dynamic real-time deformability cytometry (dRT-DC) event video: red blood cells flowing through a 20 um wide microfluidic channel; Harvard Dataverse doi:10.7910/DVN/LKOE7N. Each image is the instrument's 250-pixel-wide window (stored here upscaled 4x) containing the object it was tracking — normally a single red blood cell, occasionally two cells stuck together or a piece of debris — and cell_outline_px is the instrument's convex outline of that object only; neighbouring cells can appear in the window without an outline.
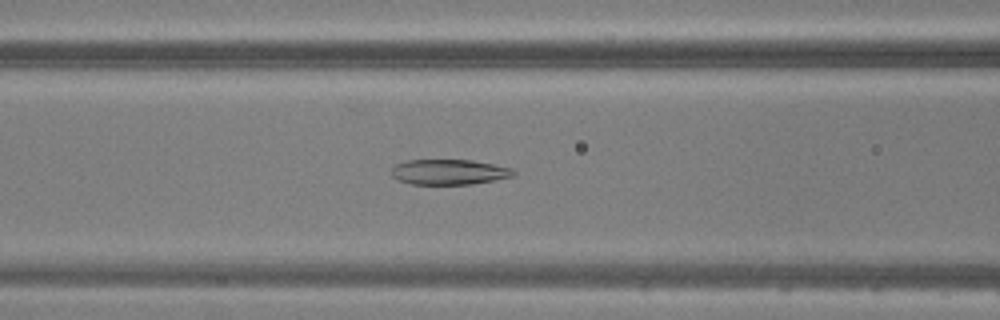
{"species": "common noctule bat (a hibernating species)", "species_latin": "Nyctalus noctula", "temperature_condition": "warm", "stored_images_in_passage": 32, "camera_frame_rate_fps": 3000, "um_per_image_px": 0.085, "animal": {"sex": "male", "body_mass_g": 20.5, "forearm_length_mm": 52.5}, "frame": {"image": 1, "passage_image": 5, "time_ms": 1.333, "image_size_px": [1000, 320], "cell_outline_px": [[516, 172], [512, 176], [472, 184], [412, 184], [400, 180], [392, 176], [392, 168], [396, 164], [408, 160], [472, 160], [512, 168]], "centroid_in_image_um": [38.16, 14.61], "position_along_channel_um": 128.4, "area_um2": 17.74}}
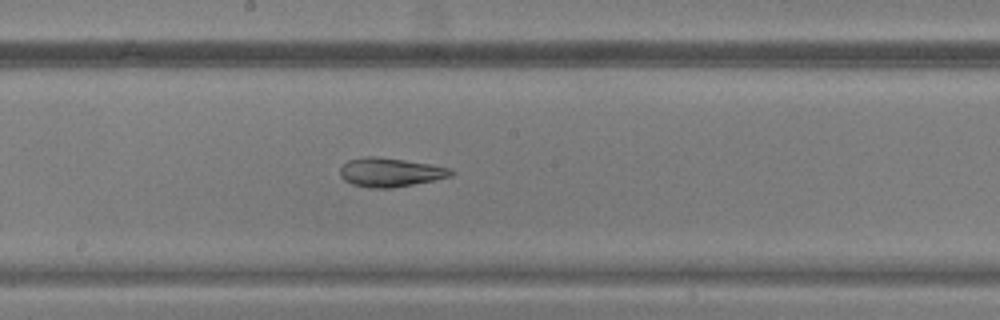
{"frame": {"image": 2, "passage_image": 11, "time_ms": 3.333, "image_size_px": [1000, 320], "cell_outline_px": [[456, 172], [452, 176], [392, 188], [372, 188], [352, 184], [344, 180], [340, 176], [340, 168], [348, 160], [364, 156], [372, 156], [404, 160], [432, 164], [448, 168]], "centroid_in_image_um": [33.15, 14.64], "position_along_channel_um": 215.0, "area_um2": 18.55}}
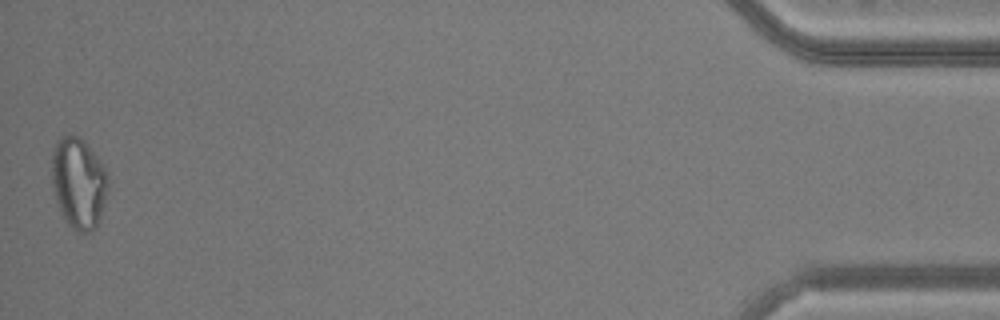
{"frame": {"image": 3, "passage_image": 32, "time_ms": 10.333, "image_size_px": [1000, 320], "cell_outline_px": [[108, 188], [104, 204], [96, 228], [88, 232], [76, 232], [68, 224], [60, 212], [56, 200], [52, 184], [52, 156], [56, 140], [64, 136], [80, 136], [84, 140], [100, 160], [108, 176]], "centroid_in_image_um": [6.68, 15.56], "position_along_channel_um": 428.5, "area_um2": 29.82}}